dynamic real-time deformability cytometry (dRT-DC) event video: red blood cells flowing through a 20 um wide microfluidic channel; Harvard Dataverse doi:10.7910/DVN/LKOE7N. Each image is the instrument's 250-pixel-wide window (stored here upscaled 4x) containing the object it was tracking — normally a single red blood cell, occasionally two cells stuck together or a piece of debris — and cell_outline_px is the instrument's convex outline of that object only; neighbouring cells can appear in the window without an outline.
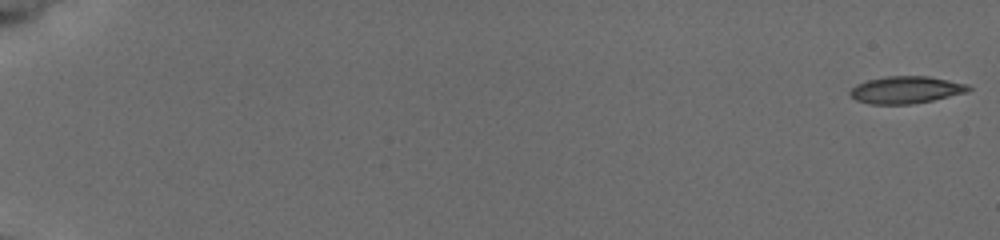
{"species": "common noctule bat (a hibernating species)", "species_latin": "Nyctalus noctula", "temperature_condition": "cold", "stored_images_in_passage": 56, "camera_frame_rate_fps": 3000, "um_per_image_px": 0.085, "animal": {"sex": "female", "body_mass_g": 19.5, "forearm_length_mm": 54.1}, "frame": {"image": 1, "passage_image": 1, "time_ms": 0.0, "image_size_px": [1000, 240], "cell_outline_px": [[972, 88], [968, 92], [932, 100], [912, 104], [868, 104], [856, 100], [848, 92], [856, 84], [868, 80], [888, 76], [928, 76], [968, 84]], "centroid_in_image_um": [77.01, 7.64], "position_along_channel_um": 8.0, "area_um2": 18.73}}
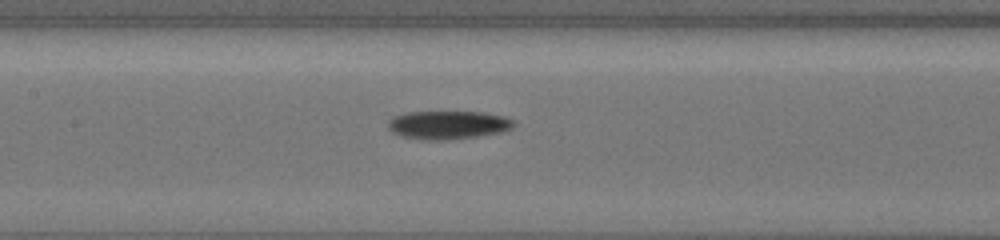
{"frame": {"image": 2, "passage_image": 30, "time_ms": 9.667, "image_size_px": [1000, 240], "cell_outline_px": [[516, 124], [512, 128], [500, 132], [476, 136], [444, 140], [424, 140], [400, 136], [392, 132], [388, 128], [388, 120], [392, 116], [404, 112], [484, 112], [504, 116], [512, 120]], "centroid_in_image_um": [38.03, 10.61], "position_along_channel_um": 169.4, "area_um2": 20.87}}
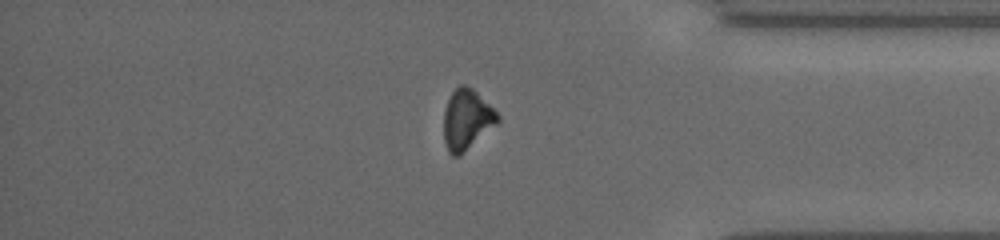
{"frame": {"image": 3, "passage_image": 49, "time_ms": 16.0, "image_size_px": [1000, 240], "cell_outline_px": [[500, 120], [496, 124], [460, 156], [452, 156], [448, 152], [444, 140], [444, 112], [448, 100], [452, 92], [460, 84], [464, 84], [472, 88], [500, 116]], "centroid_in_image_um": [39.66, 10.18], "position_along_channel_um": 395.5, "area_um2": 18.67}}